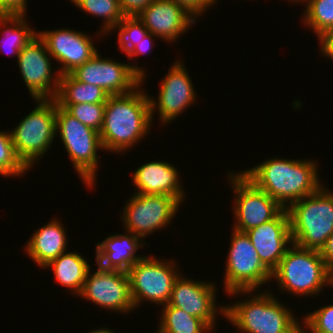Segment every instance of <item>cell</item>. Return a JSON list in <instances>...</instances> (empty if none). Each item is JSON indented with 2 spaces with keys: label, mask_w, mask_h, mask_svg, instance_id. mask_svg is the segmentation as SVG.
Returning <instances> with one entry per match:
<instances>
[{
  "label": "cell",
  "mask_w": 333,
  "mask_h": 333,
  "mask_svg": "<svg viewBox=\"0 0 333 333\" xmlns=\"http://www.w3.org/2000/svg\"><path fill=\"white\" fill-rule=\"evenodd\" d=\"M318 164L312 159L268 158L241 173L257 188L266 192L284 209L312 193L323 184Z\"/></svg>",
  "instance_id": "6da1fadb"
},
{
  "label": "cell",
  "mask_w": 333,
  "mask_h": 333,
  "mask_svg": "<svg viewBox=\"0 0 333 333\" xmlns=\"http://www.w3.org/2000/svg\"><path fill=\"white\" fill-rule=\"evenodd\" d=\"M141 86L142 83L129 93L108 97L99 132L103 150L119 154L148 135L153 119L149 95Z\"/></svg>",
  "instance_id": "7a4b0ae2"
},
{
  "label": "cell",
  "mask_w": 333,
  "mask_h": 333,
  "mask_svg": "<svg viewBox=\"0 0 333 333\" xmlns=\"http://www.w3.org/2000/svg\"><path fill=\"white\" fill-rule=\"evenodd\" d=\"M233 291L228 295L250 294L246 300L226 305L225 318L239 333H292L301 323L272 292ZM254 293V295H253Z\"/></svg>",
  "instance_id": "3957f363"
},
{
  "label": "cell",
  "mask_w": 333,
  "mask_h": 333,
  "mask_svg": "<svg viewBox=\"0 0 333 333\" xmlns=\"http://www.w3.org/2000/svg\"><path fill=\"white\" fill-rule=\"evenodd\" d=\"M287 211L293 244L320 251L333 234V192L322 185Z\"/></svg>",
  "instance_id": "277c9868"
},
{
  "label": "cell",
  "mask_w": 333,
  "mask_h": 333,
  "mask_svg": "<svg viewBox=\"0 0 333 333\" xmlns=\"http://www.w3.org/2000/svg\"><path fill=\"white\" fill-rule=\"evenodd\" d=\"M332 277L320 251L291 244L272 271L271 279L277 280L281 291L310 297L320 294L325 286H332Z\"/></svg>",
  "instance_id": "5b68a950"
},
{
  "label": "cell",
  "mask_w": 333,
  "mask_h": 333,
  "mask_svg": "<svg viewBox=\"0 0 333 333\" xmlns=\"http://www.w3.org/2000/svg\"><path fill=\"white\" fill-rule=\"evenodd\" d=\"M75 168L87 188L95 186L98 150H103L99 132L85 126L56 103V134H58Z\"/></svg>",
  "instance_id": "8992f818"
},
{
  "label": "cell",
  "mask_w": 333,
  "mask_h": 333,
  "mask_svg": "<svg viewBox=\"0 0 333 333\" xmlns=\"http://www.w3.org/2000/svg\"><path fill=\"white\" fill-rule=\"evenodd\" d=\"M35 108L10 130L17 156L29 168L47 153L56 134V101L37 99Z\"/></svg>",
  "instance_id": "52a82bcc"
},
{
  "label": "cell",
  "mask_w": 333,
  "mask_h": 333,
  "mask_svg": "<svg viewBox=\"0 0 333 333\" xmlns=\"http://www.w3.org/2000/svg\"><path fill=\"white\" fill-rule=\"evenodd\" d=\"M175 263L145 255L129 268L130 295L135 309L144 301L161 306L168 304L173 284L181 274Z\"/></svg>",
  "instance_id": "ba28073f"
},
{
  "label": "cell",
  "mask_w": 333,
  "mask_h": 333,
  "mask_svg": "<svg viewBox=\"0 0 333 333\" xmlns=\"http://www.w3.org/2000/svg\"><path fill=\"white\" fill-rule=\"evenodd\" d=\"M230 241L224 275L226 294L233 291H255L272 281V272L260 260L246 232L233 229Z\"/></svg>",
  "instance_id": "9c48e42d"
},
{
  "label": "cell",
  "mask_w": 333,
  "mask_h": 333,
  "mask_svg": "<svg viewBox=\"0 0 333 333\" xmlns=\"http://www.w3.org/2000/svg\"><path fill=\"white\" fill-rule=\"evenodd\" d=\"M180 205L172 196L133 193L122 211L123 227L144 241L147 235L170 225Z\"/></svg>",
  "instance_id": "30bf717a"
},
{
  "label": "cell",
  "mask_w": 333,
  "mask_h": 333,
  "mask_svg": "<svg viewBox=\"0 0 333 333\" xmlns=\"http://www.w3.org/2000/svg\"><path fill=\"white\" fill-rule=\"evenodd\" d=\"M76 80L101 87L109 96L126 94L144 84L145 69L125 64L97 52L91 59L70 73Z\"/></svg>",
  "instance_id": "8fae6325"
},
{
  "label": "cell",
  "mask_w": 333,
  "mask_h": 333,
  "mask_svg": "<svg viewBox=\"0 0 333 333\" xmlns=\"http://www.w3.org/2000/svg\"><path fill=\"white\" fill-rule=\"evenodd\" d=\"M229 183L235 194L232 211L234 230L246 232L276 218L284 208L266 192L257 188L241 172L230 173Z\"/></svg>",
  "instance_id": "7c38bea8"
},
{
  "label": "cell",
  "mask_w": 333,
  "mask_h": 333,
  "mask_svg": "<svg viewBox=\"0 0 333 333\" xmlns=\"http://www.w3.org/2000/svg\"><path fill=\"white\" fill-rule=\"evenodd\" d=\"M51 58L46 44L38 34L19 52L18 68L34 100L56 97L61 74L53 71Z\"/></svg>",
  "instance_id": "4fadbf2b"
},
{
  "label": "cell",
  "mask_w": 333,
  "mask_h": 333,
  "mask_svg": "<svg viewBox=\"0 0 333 333\" xmlns=\"http://www.w3.org/2000/svg\"><path fill=\"white\" fill-rule=\"evenodd\" d=\"M81 298L91 301L102 309L123 313L135 310L127 272L103 269L99 266L96 272L87 273Z\"/></svg>",
  "instance_id": "5bb4252c"
},
{
  "label": "cell",
  "mask_w": 333,
  "mask_h": 333,
  "mask_svg": "<svg viewBox=\"0 0 333 333\" xmlns=\"http://www.w3.org/2000/svg\"><path fill=\"white\" fill-rule=\"evenodd\" d=\"M160 83L157 99L151 98V118H154L156 109L162 124L170 123L176 117L196 102V90L185 64L178 60L168 69ZM158 101V102H157ZM195 101V102H194Z\"/></svg>",
  "instance_id": "9a60e30c"
},
{
  "label": "cell",
  "mask_w": 333,
  "mask_h": 333,
  "mask_svg": "<svg viewBox=\"0 0 333 333\" xmlns=\"http://www.w3.org/2000/svg\"><path fill=\"white\" fill-rule=\"evenodd\" d=\"M175 280L168 304L202 319L212 330L216 327L217 313L225 317V306L216 305L215 284L181 276ZM218 310H220L218 312ZM221 313V314H220Z\"/></svg>",
  "instance_id": "2e32d148"
},
{
  "label": "cell",
  "mask_w": 333,
  "mask_h": 333,
  "mask_svg": "<svg viewBox=\"0 0 333 333\" xmlns=\"http://www.w3.org/2000/svg\"><path fill=\"white\" fill-rule=\"evenodd\" d=\"M37 34L46 44L52 59L62 65L59 68L61 75L70 74L98 52L92 37L85 32L61 28L37 31Z\"/></svg>",
  "instance_id": "e0dca14e"
},
{
  "label": "cell",
  "mask_w": 333,
  "mask_h": 333,
  "mask_svg": "<svg viewBox=\"0 0 333 333\" xmlns=\"http://www.w3.org/2000/svg\"><path fill=\"white\" fill-rule=\"evenodd\" d=\"M145 28L169 43L178 42L196 19L173 0H153L136 15Z\"/></svg>",
  "instance_id": "ac0fdd59"
},
{
  "label": "cell",
  "mask_w": 333,
  "mask_h": 333,
  "mask_svg": "<svg viewBox=\"0 0 333 333\" xmlns=\"http://www.w3.org/2000/svg\"><path fill=\"white\" fill-rule=\"evenodd\" d=\"M262 263L272 272L293 244L287 209L276 218L246 231ZM288 244V245H287Z\"/></svg>",
  "instance_id": "d6986e66"
},
{
  "label": "cell",
  "mask_w": 333,
  "mask_h": 333,
  "mask_svg": "<svg viewBox=\"0 0 333 333\" xmlns=\"http://www.w3.org/2000/svg\"><path fill=\"white\" fill-rule=\"evenodd\" d=\"M178 172L169 162L144 163L133 173L132 183L138 188L135 193L172 196L182 203L186 196Z\"/></svg>",
  "instance_id": "ffe728a7"
},
{
  "label": "cell",
  "mask_w": 333,
  "mask_h": 333,
  "mask_svg": "<svg viewBox=\"0 0 333 333\" xmlns=\"http://www.w3.org/2000/svg\"><path fill=\"white\" fill-rule=\"evenodd\" d=\"M141 240V241H140ZM131 232L107 236L96 246V264L100 268L127 272L143 255H137L146 242Z\"/></svg>",
  "instance_id": "44dd1931"
},
{
  "label": "cell",
  "mask_w": 333,
  "mask_h": 333,
  "mask_svg": "<svg viewBox=\"0 0 333 333\" xmlns=\"http://www.w3.org/2000/svg\"><path fill=\"white\" fill-rule=\"evenodd\" d=\"M50 221L33 232L24 248L28 256L41 268H45L68 249V236L62 222L54 218Z\"/></svg>",
  "instance_id": "7402d4cb"
},
{
  "label": "cell",
  "mask_w": 333,
  "mask_h": 333,
  "mask_svg": "<svg viewBox=\"0 0 333 333\" xmlns=\"http://www.w3.org/2000/svg\"><path fill=\"white\" fill-rule=\"evenodd\" d=\"M49 267L52 268L58 283L70 288L76 296L81 294L87 273L91 269L88 261L80 253L69 251L55 258L44 269Z\"/></svg>",
  "instance_id": "603a6c76"
},
{
  "label": "cell",
  "mask_w": 333,
  "mask_h": 333,
  "mask_svg": "<svg viewBox=\"0 0 333 333\" xmlns=\"http://www.w3.org/2000/svg\"><path fill=\"white\" fill-rule=\"evenodd\" d=\"M109 95L99 86L82 83L71 74L60 75L57 104L106 103Z\"/></svg>",
  "instance_id": "cb8c5ba5"
},
{
  "label": "cell",
  "mask_w": 333,
  "mask_h": 333,
  "mask_svg": "<svg viewBox=\"0 0 333 333\" xmlns=\"http://www.w3.org/2000/svg\"><path fill=\"white\" fill-rule=\"evenodd\" d=\"M25 17L27 16L0 15V31L2 30L1 36L3 37L0 48L5 52L9 51L8 54L13 55L14 53L16 57L23 47L37 35V31L31 25L29 26Z\"/></svg>",
  "instance_id": "d4e9b609"
},
{
  "label": "cell",
  "mask_w": 333,
  "mask_h": 333,
  "mask_svg": "<svg viewBox=\"0 0 333 333\" xmlns=\"http://www.w3.org/2000/svg\"><path fill=\"white\" fill-rule=\"evenodd\" d=\"M162 307L160 324L155 333H213L202 319L169 304Z\"/></svg>",
  "instance_id": "484cf974"
},
{
  "label": "cell",
  "mask_w": 333,
  "mask_h": 333,
  "mask_svg": "<svg viewBox=\"0 0 333 333\" xmlns=\"http://www.w3.org/2000/svg\"><path fill=\"white\" fill-rule=\"evenodd\" d=\"M80 10L89 15L103 18L100 32L105 35L125 17L119 0H70Z\"/></svg>",
  "instance_id": "4316f807"
},
{
  "label": "cell",
  "mask_w": 333,
  "mask_h": 333,
  "mask_svg": "<svg viewBox=\"0 0 333 333\" xmlns=\"http://www.w3.org/2000/svg\"><path fill=\"white\" fill-rule=\"evenodd\" d=\"M306 8L302 17L303 24L320 37L333 29V0H301Z\"/></svg>",
  "instance_id": "83f0119b"
},
{
  "label": "cell",
  "mask_w": 333,
  "mask_h": 333,
  "mask_svg": "<svg viewBox=\"0 0 333 333\" xmlns=\"http://www.w3.org/2000/svg\"><path fill=\"white\" fill-rule=\"evenodd\" d=\"M114 29H118L119 50L126 54L136 44L142 41L149 32L144 23L136 16H125L122 21L113 26L106 34H110Z\"/></svg>",
  "instance_id": "f1b7e54d"
},
{
  "label": "cell",
  "mask_w": 333,
  "mask_h": 333,
  "mask_svg": "<svg viewBox=\"0 0 333 333\" xmlns=\"http://www.w3.org/2000/svg\"><path fill=\"white\" fill-rule=\"evenodd\" d=\"M30 169L17 156L10 131H0V175L21 176Z\"/></svg>",
  "instance_id": "f546056e"
},
{
  "label": "cell",
  "mask_w": 333,
  "mask_h": 333,
  "mask_svg": "<svg viewBox=\"0 0 333 333\" xmlns=\"http://www.w3.org/2000/svg\"><path fill=\"white\" fill-rule=\"evenodd\" d=\"M64 108L70 115L98 132H100L106 103H81V104H57Z\"/></svg>",
  "instance_id": "4dcf8cb0"
},
{
  "label": "cell",
  "mask_w": 333,
  "mask_h": 333,
  "mask_svg": "<svg viewBox=\"0 0 333 333\" xmlns=\"http://www.w3.org/2000/svg\"><path fill=\"white\" fill-rule=\"evenodd\" d=\"M303 326L311 333H333V304L325 305L304 316ZM309 331L307 333H310Z\"/></svg>",
  "instance_id": "1f68e13d"
},
{
  "label": "cell",
  "mask_w": 333,
  "mask_h": 333,
  "mask_svg": "<svg viewBox=\"0 0 333 333\" xmlns=\"http://www.w3.org/2000/svg\"><path fill=\"white\" fill-rule=\"evenodd\" d=\"M178 5L183 7L188 13H190L195 19L200 18L205 10L215 5L214 0H173Z\"/></svg>",
  "instance_id": "d6a6232c"
},
{
  "label": "cell",
  "mask_w": 333,
  "mask_h": 333,
  "mask_svg": "<svg viewBox=\"0 0 333 333\" xmlns=\"http://www.w3.org/2000/svg\"><path fill=\"white\" fill-rule=\"evenodd\" d=\"M27 5V0H0V15H25Z\"/></svg>",
  "instance_id": "836d02e7"
},
{
  "label": "cell",
  "mask_w": 333,
  "mask_h": 333,
  "mask_svg": "<svg viewBox=\"0 0 333 333\" xmlns=\"http://www.w3.org/2000/svg\"><path fill=\"white\" fill-rule=\"evenodd\" d=\"M153 0H119L121 10L125 16H134L140 13Z\"/></svg>",
  "instance_id": "e575fe53"
},
{
  "label": "cell",
  "mask_w": 333,
  "mask_h": 333,
  "mask_svg": "<svg viewBox=\"0 0 333 333\" xmlns=\"http://www.w3.org/2000/svg\"><path fill=\"white\" fill-rule=\"evenodd\" d=\"M154 37L156 36L148 32L142 41H140L133 48H131V50L126 54L127 57L130 60H132L133 58H136V56L144 55L147 52L148 53L151 52L152 51L151 48L153 47L154 44L152 39H154Z\"/></svg>",
  "instance_id": "d590c367"
},
{
  "label": "cell",
  "mask_w": 333,
  "mask_h": 333,
  "mask_svg": "<svg viewBox=\"0 0 333 333\" xmlns=\"http://www.w3.org/2000/svg\"><path fill=\"white\" fill-rule=\"evenodd\" d=\"M320 45L321 56L333 60V29L323 33L318 37Z\"/></svg>",
  "instance_id": "8d00e7d4"
},
{
  "label": "cell",
  "mask_w": 333,
  "mask_h": 333,
  "mask_svg": "<svg viewBox=\"0 0 333 333\" xmlns=\"http://www.w3.org/2000/svg\"><path fill=\"white\" fill-rule=\"evenodd\" d=\"M320 254L327 269L333 275V234L326 240L325 245L320 250Z\"/></svg>",
  "instance_id": "74e56055"
},
{
  "label": "cell",
  "mask_w": 333,
  "mask_h": 333,
  "mask_svg": "<svg viewBox=\"0 0 333 333\" xmlns=\"http://www.w3.org/2000/svg\"><path fill=\"white\" fill-rule=\"evenodd\" d=\"M89 333H114L113 331H111V329L108 328H103L102 329H94L92 331H89Z\"/></svg>",
  "instance_id": "f35d334b"
},
{
  "label": "cell",
  "mask_w": 333,
  "mask_h": 333,
  "mask_svg": "<svg viewBox=\"0 0 333 333\" xmlns=\"http://www.w3.org/2000/svg\"><path fill=\"white\" fill-rule=\"evenodd\" d=\"M292 333H307L306 329L303 327V324L299 325Z\"/></svg>",
  "instance_id": "ab89813d"
},
{
  "label": "cell",
  "mask_w": 333,
  "mask_h": 333,
  "mask_svg": "<svg viewBox=\"0 0 333 333\" xmlns=\"http://www.w3.org/2000/svg\"><path fill=\"white\" fill-rule=\"evenodd\" d=\"M287 1H289V2L292 1V2H291L292 4H294L293 2H295V3H297V4H298V3H301V2H300L301 0H287Z\"/></svg>",
  "instance_id": "60d3db41"
}]
</instances>
